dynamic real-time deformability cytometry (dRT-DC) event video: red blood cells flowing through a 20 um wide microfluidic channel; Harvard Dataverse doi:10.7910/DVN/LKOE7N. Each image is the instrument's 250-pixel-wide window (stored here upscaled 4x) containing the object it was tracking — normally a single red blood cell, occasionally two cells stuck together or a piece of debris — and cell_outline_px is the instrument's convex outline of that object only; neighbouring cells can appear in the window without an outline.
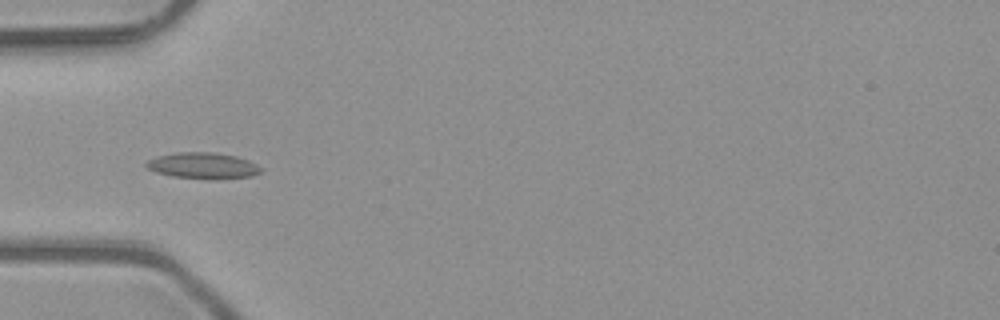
{"species": "common noctule bat (a hibernating species)", "species_latin": "Nyctalus noctula", "temperature_condition": "room temperature", "stored_images_in_passage": 5, "camera_frame_rate_fps": 3000, "um_per_image_px": 0.085, "animal": {"sex": "male", "body_mass_g": 23.1, "forearm_length_mm": 52.7}, "frame": {"image": 1, "passage_image": 5, "time_ms": 1.333, "image_size_px": [1000, 320], "cell_outline_px": [[264, 168], [260, 172], [252, 176], [212, 180], [208, 180], [172, 176], [156, 172], [148, 168], [144, 164], [148, 160], [156, 156], [176, 152], [216, 152], [236, 156], [248, 160]], "centroid_in_image_um": [17.26, 14.08], "position_along_channel_um": 67.7, "area_um2": 17.74}}